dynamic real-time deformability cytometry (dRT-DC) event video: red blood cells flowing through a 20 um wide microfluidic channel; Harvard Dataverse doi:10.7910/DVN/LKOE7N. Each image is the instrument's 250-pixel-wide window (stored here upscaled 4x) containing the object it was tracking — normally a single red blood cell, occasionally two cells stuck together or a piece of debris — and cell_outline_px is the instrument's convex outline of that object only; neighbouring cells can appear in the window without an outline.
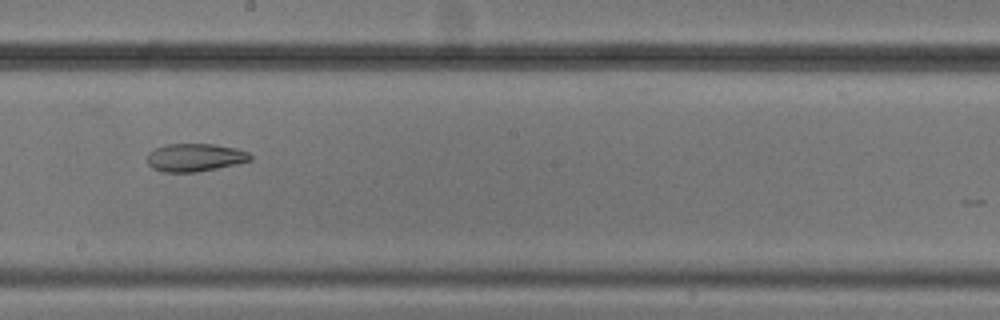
{"species": "common noctule bat (a hibernating species)", "species_latin": "Nyctalus noctula", "temperature_condition": "cold", "stored_images_in_passage": 11, "camera_frame_rate_fps": 3000, "um_per_image_px": 0.085, "animal": {"sex": "male", "body_mass_g": 20.5, "forearm_length_mm": 52.5}, "frame": {"image": 1, "passage_image": 5, "time_ms": 4.667, "image_size_px": [1000, 320], "cell_outline_px": [[252, 160], [236, 164], [196, 172], [164, 172], [152, 168], [148, 164], [148, 152], [152, 148], [168, 144], [212, 144], [236, 148], [248, 152], [252, 156]], "centroid_in_image_um": [16.55, 13.38], "position_along_channel_um": 231.7, "area_um2": 16.82}}
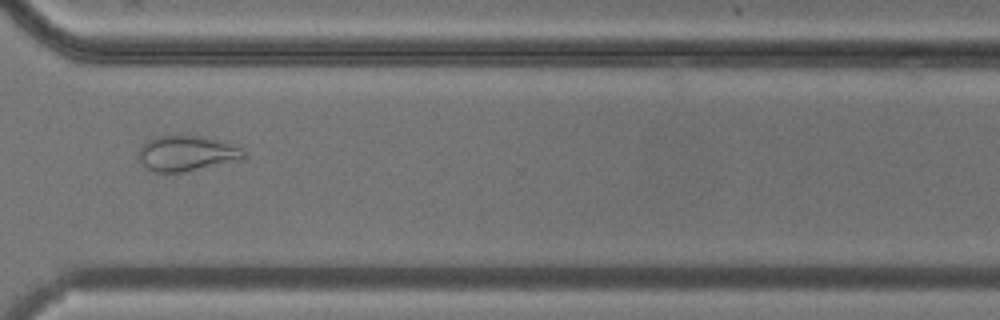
{"frame": {"image": 2, "passage_image": 8, "time_ms": 8.0, "image_size_px": [1000, 320], "cell_outline_px": [[248, 156], [244, 160], [184, 172], [156, 172], [148, 168], [136, 160], [136, 156], [140, 148], [148, 140], [156, 136], [204, 136], [224, 140], [240, 148]], "centroid_in_image_um": [15.91, 13.04], "position_along_channel_um": 354.7, "area_um2": 22.14}}
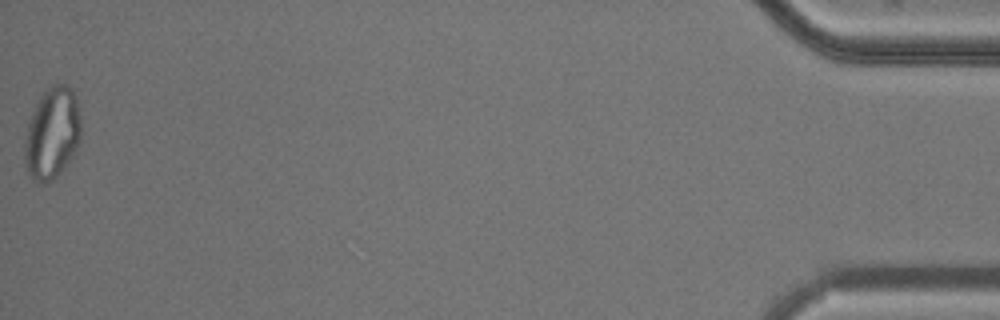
{"frame": {"image": 3, "passage_image": 11, "time_ms": 12.667, "image_size_px": [1000, 320], "cell_outline_px": [[80, 140], [76, 152], [56, 176], [52, 180], [44, 184], [32, 180], [28, 176], [24, 160], [24, 144], [28, 124], [32, 112], [40, 96], [52, 84], [64, 84], [72, 88], [76, 96], [80, 116]], "centroid_in_image_um": [4.43, 11.34], "position_along_channel_um": 430.8, "area_um2": 30.29}, "authors_computed_cell_mechanics": {"area_um2": 18.0336, "velocity_mm_per_s": 3.6991, "shape_relaxation_time_tau1_ms": null, "shape_relaxation_time_tau2_ms": 2.498, "deformation_change_tau1": null, "deformation_change_tau2": 0.0723}}